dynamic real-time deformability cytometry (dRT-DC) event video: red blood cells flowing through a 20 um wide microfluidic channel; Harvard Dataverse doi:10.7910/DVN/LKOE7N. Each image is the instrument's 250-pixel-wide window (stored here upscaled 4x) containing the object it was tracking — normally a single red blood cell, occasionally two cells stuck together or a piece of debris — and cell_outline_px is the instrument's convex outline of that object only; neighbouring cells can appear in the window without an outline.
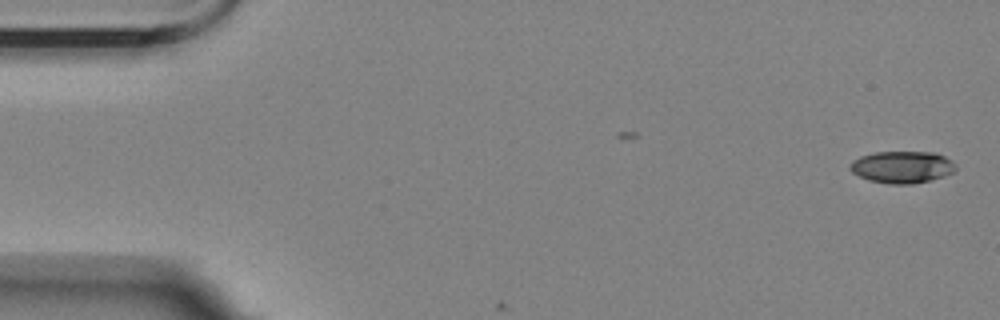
{"species": "Egyptian fruit bat (a non-hibernating species)", "species_latin": "Rousettus aegyptiacus", "temperature_condition": "room temperature", "stored_images_in_passage": 3, "camera_frame_rate_fps": 3000, "um_per_image_px": 0.085, "animal": {"sex": "female"}, "frame": {"image": 1, "passage_image": 1, "time_ms": 0.0, "image_size_px": [1000, 320], "cell_outline_px": [[956, 172], [932, 180], [912, 184], [888, 184], [868, 180], [852, 172], [848, 168], [848, 164], [852, 160], [860, 156], [876, 152], [936, 152], [952, 160], [956, 164]], "centroid_in_image_um": [76.69, 14.2], "position_along_channel_um": 8.3, "area_um2": 20.06}}